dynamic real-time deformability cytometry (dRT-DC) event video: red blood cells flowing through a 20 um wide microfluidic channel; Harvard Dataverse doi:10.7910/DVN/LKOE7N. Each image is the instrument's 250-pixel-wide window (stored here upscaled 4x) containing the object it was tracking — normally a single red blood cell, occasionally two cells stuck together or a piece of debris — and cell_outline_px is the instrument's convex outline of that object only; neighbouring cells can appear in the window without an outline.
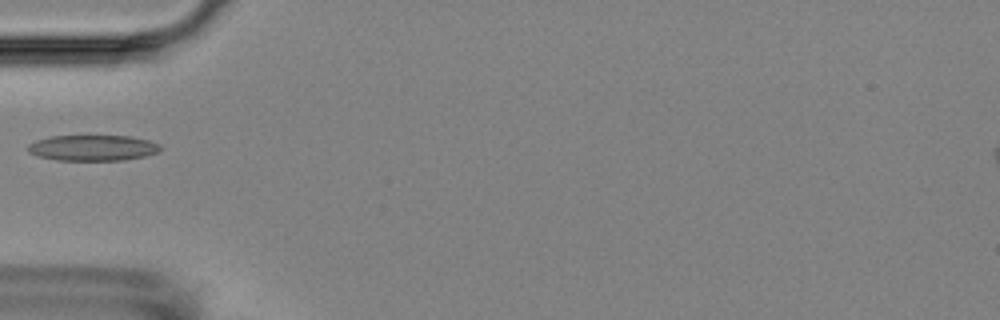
{"species": "Egyptian fruit bat (a non-hibernating species)", "species_latin": "Rousettus aegyptiacus", "temperature_condition": "room temperature", "stored_images_in_passage": 2, "camera_frame_rate_fps": 3000, "um_per_image_px": 0.085, "animal": {"sex": "female"}, "frame": {"image": 1, "passage_image": 2, "time_ms": 1.0, "image_size_px": [1000, 320], "cell_outline_px": [[160, 152], [144, 156], [124, 160], [56, 160], [36, 156], [28, 152], [28, 144], [36, 140], [48, 136], [132, 136], [148, 140], [160, 144]], "centroid_in_image_um": [7.87, 12.57], "position_along_channel_um": 77.1, "area_um2": 20.0}}